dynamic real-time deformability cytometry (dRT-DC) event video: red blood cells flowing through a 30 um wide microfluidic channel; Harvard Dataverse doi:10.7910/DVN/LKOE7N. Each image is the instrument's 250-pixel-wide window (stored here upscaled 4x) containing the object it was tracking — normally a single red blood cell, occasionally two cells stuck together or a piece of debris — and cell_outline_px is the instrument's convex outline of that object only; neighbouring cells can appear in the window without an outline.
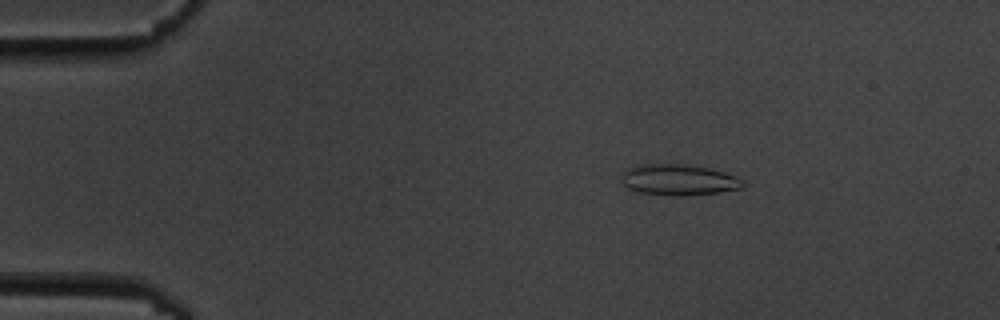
{"species": "common noctule bat (a hibernating species)", "species_latin": "Nyctalus noctula", "temperature_condition": "cold", "stored_images_in_passage": 52, "camera_frame_rate_fps": 3000, "um_per_image_px": 0.085, "animal": {"sex": "male", "body_mass_g": 19.5, "forearm_length_mm": 54.6}, "frame": {"image": 1, "passage_image": 5, "time_ms": 1.333, "image_size_px": [1000, 320], "cell_outline_px": [[744, 188], [720, 192], [684, 196], [672, 196], [636, 192], [628, 188], [620, 180], [620, 176], [628, 168], [636, 164], [680, 164], [708, 168], [724, 172], [736, 176], [744, 180]], "centroid_in_image_um": [57.67, 15.3], "position_along_channel_um": 27.3, "area_um2": 22.2}}
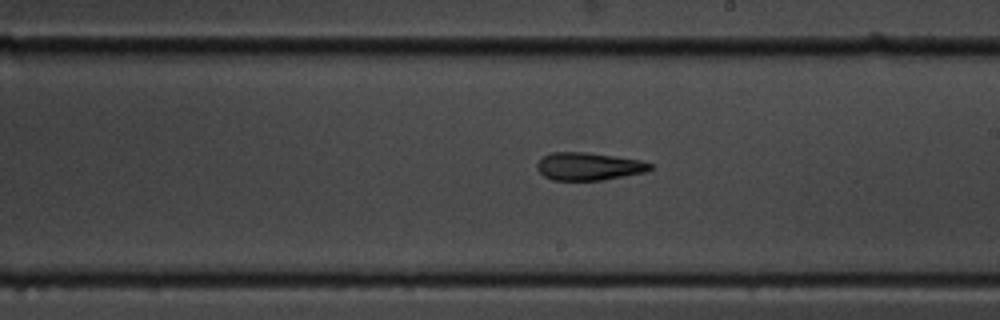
{"frame": {"image": 2, "passage_image": 28, "time_ms": 9.0, "image_size_px": [1000, 320], "cell_outline_px": [[652, 168], [648, 172], [604, 180], [552, 180], [544, 176], [536, 168], [536, 164], [544, 156], [552, 152], [588, 152], [640, 160], [652, 164]], "centroid_in_image_um": [50.06, 14.15], "position_along_channel_um": 238.9, "area_um2": 18.38}}
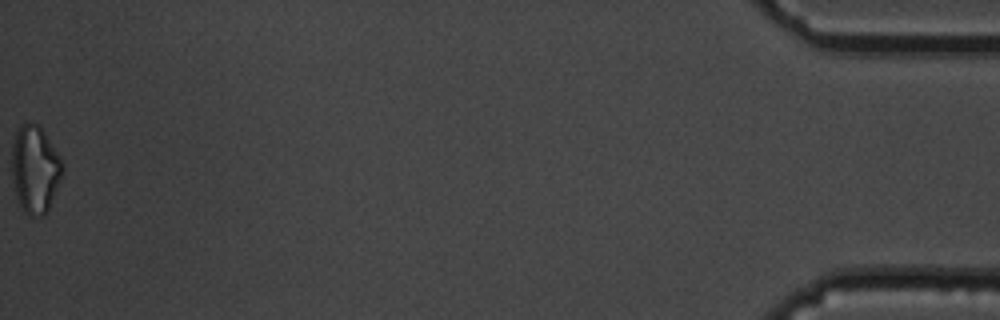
{"frame": {"image": 3, "passage_image": 52, "time_ms": 17.0, "image_size_px": [1000, 320], "cell_outline_px": [[64, 168], [60, 180], [48, 212], [44, 216], [28, 216], [24, 212], [16, 196], [12, 176], [12, 144], [16, 132], [20, 124], [40, 124], [60, 156], [64, 164]], "centroid_in_image_um": [2.99, 14.4], "position_along_channel_um": 432.2, "area_um2": 26.07}, "authors_computed_cell_mechanics": {"area_um2": 19.3919, "velocity_mm_per_s": 3.5989, "shape_relaxation_time_tau1_ms": null, "shape_relaxation_time_tau2_ms": 8.0805, "deformation_change_tau1": null, "deformation_change_tau2": 0.2017}}